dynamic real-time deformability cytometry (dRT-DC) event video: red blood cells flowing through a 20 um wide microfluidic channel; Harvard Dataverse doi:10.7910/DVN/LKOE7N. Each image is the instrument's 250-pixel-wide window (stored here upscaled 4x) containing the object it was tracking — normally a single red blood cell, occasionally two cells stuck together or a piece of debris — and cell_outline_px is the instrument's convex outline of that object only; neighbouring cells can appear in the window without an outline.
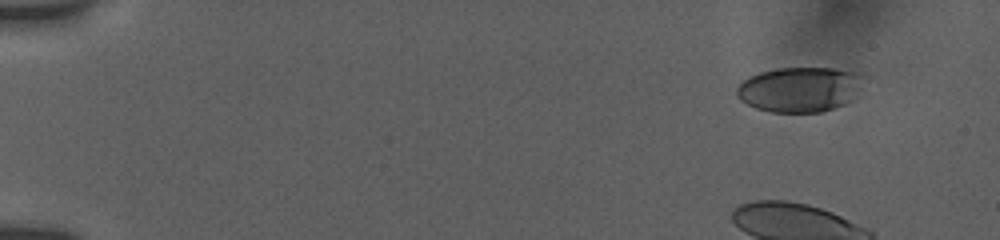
{"species": "human", "species_latin": "Homo sapiens", "temperature_condition": "room temperature", "stored_images_in_passage": 38, "camera_frame_rate_fps": 3000, "um_per_image_px": 0.085, "donor": {"sex": "female"}, "frame": {"image": 1, "passage_image": 9, "time_ms": 1.667, "image_size_px": [1000, 240], "cell_outline_px": [[860, 76], [852, 100], [844, 104], [820, 112], [772, 112], [756, 108], [740, 100], [736, 96], [736, 88], [748, 76], [760, 72], [776, 68], [832, 68], [852, 72]], "centroid_in_image_um": [67.85, 7.6], "position_along_channel_um": 17.1, "area_um2": 32.6}}